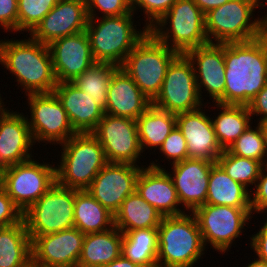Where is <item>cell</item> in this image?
I'll list each match as a JSON object with an SVG mask.
<instances>
[{"mask_svg":"<svg viewBox=\"0 0 267 267\" xmlns=\"http://www.w3.org/2000/svg\"><path fill=\"white\" fill-rule=\"evenodd\" d=\"M233 180L248 187L255 186L263 164L258 160L239 157L224 150L216 162Z\"/></svg>","mask_w":267,"mask_h":267,"instance_id":"e575fe53","label":"cell"},{"mask_svg":"<svg viewBox=\"0 0 267 267\" xmlns=\"http://www.w3.org/2000/svg\"><path fill=\"white\" fill-rule=\"evenodd\" d=\"M253 3H254V8L258 9L259 7H261L263 9V6L267 5V0H253ZM257 18L259 22L261 23V25H263L264 23H267V13L265 16L263 15L262 17H257Z\"/></svg>","mask_w":267,"mask_h":267,"instance_id":"c3c4849f","label":"cell"},{"mask_svg":"<svg viewBox=\"0 0 267 267\" xmlns=\"http://www.w3.org/2000/svg\"><path fill=\"white\" fill-rule=\"evenodd\" d=\"M206 248L192 212L163 216L158 227V267H193Z\"/></svg>","mask_w":267,"mask_h":267,"instance_id":"277c9868","label":"cell"},{"mask_svg":"<svg viewBox=\"0 0 267 267\" xmlns=\"http://www.w3.org/2000/svg\"><path fill=\"white\" fill-rule=\"evenodd\" d=\"M91 133L99 140L108 162L141 164L136 120L105 113Z\"/></svg>","mask_w":267,"mask_h":267,"instance_id":"5bb4252c","label":"cell"},{"mask_svg":"<svg viewBox=\"0 0 267 267\" xmlns=\"http://www.w3.org/2000/svg\"><path fill=\"white\" fill-rule=\"evenodd\" d=\"M48 46L57 83L72 82L95 62L85 31L58 38Z\"/></svg>","mask_w":267,"mask_h":267,"instance_id":"603a6c76","label":"cell"},{"mask_svg":"<svg viewBox=\"0 0 267 267\" xmlns=\"http://www.w3.org/2000/svg\"><path fill=\"white\" fill-rule=\"evenodd\" d=\"M19 267H41L40 264L31 257L28 259L24 264L20 265Z\"/></svg>","mask_w":267,"mask_h":267,"instance_id":"816d5d0a","label":"cell"},{"mask_svg":"<svg viewBox=\"0 0 267 267\" xmlns=\"http://www.w3.org/2000/svg\"><path fill=\"white\" fill-rule=\"evenodd\" d=\"M178 55L148 32L127 55L120 68L152 102L161 90L169 65Z\"/></svg>","mask_w":267,"mask_h":267,"instance_id":"52a82bcc","label":"cell"},{"mask_svg":"<svg viewBox=\"0 0 267 267\" xmlns=\"http://www.w3.org/2000/svg\"><path fill=\"white\" fill-rule=\"evenodd\" d=\"M138 138L143 152L160 148L167 136L176 127V114L151 105L136 120ZM152 148V149H151Z\"/></svg>","mask_w":267,"mask_h":267,"instance_id":"4dcf8cb0","label":"cell"},{"mask_svg":"<svg viewBox=\"0 0 267 267\" xmlns=\"http://www.w3.org/2000/svg\"><path fill=\"white\" fill-rule=\"evenodd\" d=\"M250 114L253 116H260L256 118L257 122L267 120V84L263 89L252 99L248 105Z\"/></svg>","mask_w":267,"mask_h":267,"instance_id":"f6af8a7d","label":"cell"},{"mask_svg":"<svg viewBox=\"0 0 267 267\" xmlns=\"http://www.w3.org/2000/svg\"><path fill=\"white\" fill-rule=\"evenodd\" d=\"M262 130L263 137H264V142H265V147L267 150V120L257 122Z\"/></svg>","mask_w":267,"mask_h":267,"instance_id":"f907efd6","label":"cell"},{"mask_svg":"<svg viewBox=\"0 0 267 267\" xmlns=\"http://www.w3.org/2000/svg\"><path fill=\"white\" fill-rule=\"evenodd\" d=\"M2 99H5V98H2V95L0 93V110H7L8 109V106L7 107L5 106L4 100H2Z\"/></svg>","mask_w":267,"mask_h":267,"instance_id":"db71d44e","label":"cell"},{"mask_svg":"<svg viewBox=\"0 0 267 267\" xmlns=\"http://www.w3.org/2000/svg\"><path fill=\"white\" fill-rule=\"evenodd\" d=\"M76 189L57 182L25 212L23 219L31 241L36 236L57 233L74 227Z\"/></svg>","mask_w":267,"mask_h":267,"instance_id":"9c48e42d","label":"cell"},{"mask_svg":"<svg viewBox=\"0 0 267 267\" xmlns=\"http://www.w3.org/2000/svg\"><path fill=\"white\" fill-rule=\"evenodd\" d=\"M77 133L92 132L104 116V110L72 82L57 83L54 91Z\"/></svg>","mask_w":267,"mask_h":267,"instance_id":"d4e9b609","label":"cell"},{"mask_svg":"<svg viewBox=\"0 0 267 267\" xmlns=\"http://www.w3.org/2000/svg\"><path fill=\"white\" fill-rule=\"evenodd\" d=\"M162 214L136 191L126 197L114 214V226L122 233L145 228H158Z\"/></svg>","mask_w":267,"mask_h":267,"instance_id":"83f0119b","label":"cell"},{"mask_svg":"<svg viewBox=\"0 0 267 267\" xmlns=\"http://www.w3.org/2000/svg\"><path fill=\"white\" fill-rule=\"evenodd\" d=\"M0 26L6 33H18V0H0Z\"/></svg>","mask_w":267,"mask_h":267,"instance_id":"7bdbcfd3","label":"cell"},{"mask_svg":"<svg viewBox=\"0 0 267 267\" xmlns=\"http://www.w3.org/2000/svg\"><path fill=\"white\" fill-rule=\"evenodd\" d=\"M14 39H0V64L15 76L17 89L26 95L53 92L57 80L49 46L31 37Z\"/></svg>","mask_w":267,"mask_h":267,"instance_id":"7a4b0ae2","label":"cell"},{"mask_svg":"<svg viewBox=\"0 0 267 267\" xmlns=\"http://www.w3.org/2000/svg\"><path fill=\"white\" fill-rule=\"evenodd\" d=\"M59 0H18V32L30 33Z\"/></svg>","mask_w":267,"mask_h":267,"instance_id":"8d00e7d4","label":"cell"},{"mask_svg":"<svg viewBox=\"0 0 267 267\" xmlns=\"http://www.w3.org/2000/svg\"><path fill=\"white\" fill-rule=\"evenodd\" d=\"M251 263L246 264L245 267H267V261L261 260L259 258H254L250 260Z\"/></svg>","mask_w":267,"mask_h":267,"instance_id":"681fc988","label":"cell"},{"mask_svg":"<svg viewBox=\"0 0 267 267\" xmlns=\"http://www.w3.org/2000/svg\"><path fill=\"white\" fill-rule=\"evenodd\" d=\"M123 233L110 230L85 234L77 267H102L121 255Z\"/></svg>","mask_w":267,"mask_h":267,"instance_id":"484cf974","label":"cell"},{"mask_svg":"<svg viewBox=\"0 0 267 267\" xmlns=\"http://www.w3.org/2000/svg\"><path fill=\"white\" fill-rule=\"evenodd\" d=\"M253 12V0H229L210 10L205 14L209 43L248 42L260 38L262 25Z\"/></svg>","mask_w":267,"mask_h":267,"instance_id":"ba28073f","label":"cell"},{"mask_svg":"<svg viewBox=\"0 0 267 267\" xmlns=\"http://www.w3.org/2000/svg\"><path fill=\"white\" fill-rule=\"evenodd\" d=\"M121 254L140 267H158V228L123 233Z\"/></svg>","mask_w":267,"mask_h":267,"instance_id":"1f68e13d","label":"cell"},{"mask_svg":"<svg viewBox=\"0 0 267 267\" xmlns=\"http://www.w3.org/2000/svg\"><path fill=\"white\" fill-rule=\"evenodd\" d=\"M134 14L131 11L121 16L88 19L85 32L95 62H106L120 67L127 55L145 37L149 30L145 26L142 30L137 29V23L133 20Z\"/></svg>","mask_w":267,"mask_h":267,"instance_id":"3957f363","label":"cell"},{"mask_svg":"<svg viewBox=\"0 0 267 267\" xmlns=\"http://www.w3.org/2000/svg\"><path fill=\"white\" fill-rule=\"evenodd\" d=\"M6 110H0V117L2 116V114L5 112Z\"/></svg>","mask_w":267,"mask_h":267,"instance_id":"11a10c76","label":"cell"},{"mask_svg":"<svg viewBox=\"0 0 267 267\" xmlns=\"http://www.w3.org/2000/svg\"><path fill=\"white\" fill-rule=\"evenodd\" d=\"M215 107L220 112L211 117L214 132L221 148L227 150L253 124L254 118L248 106L215 103Z\"/></svg>","mask_w":267,"mask_h":267,"instance_id":"f1b7e54d","label":"cell"},{"mask_svg":"<svg viewBox=\"0 0 267 267\" xmlns=\"http://www.w3.org/2000/svg\"><path fill=\"white\" fill-rule=\"evenodd\" d=\"M159 152L163 153V158L167 161L172 160L171 165L187 159V142L177 127L167 136L160 146Z\"/></svg>","mask_w":267,"mask_h":267,"instance_id":"ab89813d","label":"cell"},{"mask_svg":"<svg viewBox=\"0 0 267 267\" xmlns=\"http://www.w3.org/2000/svg\"><path fill=\"white\" fill-rule=\"evenodd\" d=\"M27 161L9 166L1 175V188L23 212L56 182V166L50 162Z\"/></svg>","mask_w":267,"mask_h":267,"instance_id":"8fae6325","label":"cell"},{"mask_svg":"<svg viewBox=\"0 0 267 267\" xmlns=\"http://www.w3.org/2000/svg\"><path fill=\"white\" fill-rule=\"evenodd\" d=\"M267 43V23L262 25V36H261Z\"/></svg>","mask_w":267,"mask_h":267,"instance_id":"f5cc1de1","label":"cell"},{"mask_svg":"<svg viewBox=\"0 0 267 267\" xmlns=\"http://www.w3.org/2000/svg\"><path fill=\"white\" fill-rule=\"evenodd\" d=\"M205 204L251 208V192L216 163L210 171Z\"/></svg>","mask_w":267,"mask_h":267,"instance_id":"4316f807","label":"cell"},{"mask_svg":"<svg viewBox=\"0 0 267 267\" xmlns=\"http://www.w3.org/2000/svg\"><path fill=\"white\" fill-rule=\"evenodd\" d=\"M192 213L197 219L205 247L210 244V248L218 254L230 250L235 239L244 232V227L250 228L248 222L254 217L251 208L209 204L197 207Z\"/></svg>","mask_w":267,"mask_h":267,"instance_id":"30bf717a","label":"cell"},{"mask_svg":"<svg viewBox=\"0 0 267 267\" xmlns=\"http://www.w3.org/2000/svg\"><path fill=\"white\" fill-rule=\"evenodd\" d=\"M225 105L248 106L267 84V43L260 37L224 44Z\"/></svg>","mask_w":267,"mask_h":267,"instance_id":"6da1fadb","label":"cell"},{"mask_svg":"<svg viewBox=\"0 0 267 267\" xmlns=\"http://www.w3.org/2000/svg\"><path fill=\"white\" fill-rule=\"evenodd\" d=\"M159 159L150 161L140 170L135 191L150 205L155 207L162 216H178L184 213L171 176L157 163Z\"/></svg>","mask_w":267,"mask_h":267,"instance_id":"ffe728a7","label":"cell"},{"mask_svg":"<svg viewBox=\"0 0 267 267\" xmlns=\"http://www.w3.org/2000/svg\"><path fill=\"white\" fill-rule=\"evenodd\" d=\"M264 220L261 229L250 237L249 245L250 249L256 253L257 258L267 261V216Z\"/></svg>","mask_w":267,"mask_h":267,"instance_id":"ee69618b","label":"cell"},{"mask_svg":"<svg viewBox=\"0 0 267 267\" xmlns=\"http://www.w3.org/2000/svg\"><path fill=\"white\" fill-rule=\"evenodd\" d=\"M74 227L84 234L110 230L114 227V215L87 190L76 189Z\"/></svg>","mask_w":267,"mask_h":267,"instance_id":"f546056e","label":"cell"},{"mask_svg":"<svg viewBox=\"0 0 267 267\" xmlns=\"http://www.w3.org/2000/svg\"><path fill=\"white\" fill-rule=\"evenodd\" d=\"M227 151L236 156L258 160L263 165H267V150L258 123L256 126L247 128Z\"/></svg>","mask_w":267,"mask_h":267,"instance_id":"d590c367","label":"cell"},{"mask_svg":"<svg viewBox=\"0 0 267 267\" xmlns=\"http://www.w3.org/2000/svg\"><path fill=\"white\" fill-rule=\"evenodd\" d=\"M185 55L193 65L201 100H205L202 98L204 91L209 93L213 104H225L224 44L207 43L190 49Z\"/></svg>","mask_w":267,"mask_h":267,"instance_id":"2e32d148","label":"cell"},{"mask_svg":"<svg viewBox=\"0 0 267 267\" xmlns=\"http://www.w3.org/2000/svg\"><path fill=\"white\" fill-rule=\"evenodd\" d=\"M0 267H19L32 257L31 238L24 219L0 228Z\"/></svg>","mask_w":267,"mask_h":267,"instance_id":"d6a6232c","label":"cell"},{"mask_svg":"<svg viewBox=\"0 0 267 267\" xmlns=\"http://www.w3.org/2000/svg\"><path fill=\"white\" fill-rule=\"evenodd\" d=\"M205 110L202 106L194 111L176 114V127L187 142V159L217 162L224 150L218 143L212 120Z\"/></svg>","mask_w":267,"mask_h":267,"instance_id":"d6986e66","label":"cell"},{"mask_svg":"<svg viewBox=\"0 0 267 267\" xmlns=\"http://www.w3.org/2000/svg\"><path fill=\"white\" fill-rule=\"evenodd\" d=\"M88 19L86 0H59L29 36L49 45L58 38L85 31Z\"/></svg>","mask_w":267,"mask_h":267,"instance_id":"ac0fdd59","label":"cell"},{"mask_svg":"<svg viewBox=\"0 0 267 267\" xmlns=\"http://www.w3.org/2000/svg\"><path fill=\"white\" fill-rule=\"evenodd\" d=\"M199 95L194 68L185 54H179L169 65L161 90L152 105L173 114L207 107Z\"/></svg>","mask_w":267,"mask_h":267,"instance_id":"7c38bea8","label":"cell"},{"mask_svg":"<svg viewBox=\"0 0 267 267\" xmlns=\"http://www.w3.org/2000/svg\"><path fill=\"white\" fill-rule=\"evenodd\" d=\"M149 32L179 54L209 43L205 14L194 0H177Z\"/></svg>","mask_w":267,"mask_h":267,"instance_id":"8992f818","label":"cell"},{"mask_svg":"<svg viewBox=\"0 0 267 267\" xmlns=\"http://www.w3.org/2000/svg\"><path fill=\"white\" fill-rule=\"evenodd\" d=\"M59 146L62 151L56 182L61 186L86 190L108 163L99 140L91 132L76 133Z\"/></svg>","mask_w":267,"mask_h":267,"instance_id":"5b68a950","label":"cell"},{"mask_svg":"<svg viewBox=\"0 0 267 267\" xmlns=\"http://www.w3.org/2000/svg\"><path fill=\"white\" fill-rule=\"evenodd\" d=\"M216 162L203 159H185L171 165V176L182 209L193 212L204 205L207 198L211 168Z\"/></svg>","mask_w":267,"mask_h":267,"instance_id":"44dd1931","label":"cell"},{"mask_svg":"<svg viewBox=\"0 0 267 267\" xmlns=\"http://www.w3.org/2000/svg\"><path fill=\"white\" fill-rule=\"evenodd\" d=\"M26 96L30 116H25L35 144L60 145L77 133L54 92Z\"/></svg>","mask_w":267,"mask_h":267,"instance_id":"4fadbf2b","label":"cell"},{"mask_svg":"<svg viewBox=\"0 0 267 267\" xmlns=\"http://www.w3.org/2000/svg\"><path fill=\"white\" fill-rule=\"evenodd\" d=\"M151 105L133 79L119 67L108 86L104 113L137 120Z\"/></svg>","mask_w":267,"mask_h":267,"instance_id":"cb8c5ba5","label":"cell"},{"mask_svg":"<svg viewBox=\"0 0 267 267\" xmlns=\"http://www.w3.org/2000/svg\"><path fill=\"white\" fill-rule=\"evenodd\" d=\"M229 0H194L195 4L200 8V10L206 14L210 10L217 8Z\"/></svg>","mask_w":267,"mask_h":267,"instance_id":"bcb514c9","label":"cell"},{"mask_svg":"<svg viewBox=\"0 0 267 267\" xmlns=\"http://www.w3.org/2000/svg\"><path fill=\"white\" fill-rule=\"evenodd\" d=\"M86 7L89 18L121 16L132 11L131 0H86Z\"/></svg>","mask_w":267,"mask_h":267,"instance_id":"74e56055","label":"cell"},{"mask_svg":"<svg viewBox=\"0 0 267 267\" xmlns=\"http://www.w3.org/2000/svg\"><path fill=\"white\" fill-rule=\"evenodd\" d=\"M177 0H131L134 13L138 10L145 18V27L149 30L172 7ZM147 19V20H146Z\"/></svg>","mask_w":267,"mask_h":267,"instance_id":"f35d334b","label":"cell"},{"mask_svg":"<svg viewBox=\"0 0 267 267\" xmlns=\"http://www.w3.org/2000/svg\"><path fill=\"white\" fill-rule=\"evenodd\" d=\"M84 237L75 227L36 236L31 241L32 257L41 267H77Z\"/></svg>","mask_w":267,"mask_h":267,"instance_id":"e0dca14e","label":"cell"},{"mask_svg":"<svg viewBox=\"0 0 267 267\" xmlns=\"http://www.w3.org/2000/svg\"><path fill=\"white\" fill-rule=\"evenodd\" d=\"M250 192L252 214L267 213V165L261 169L256 185L250 189Z\"/></svg>","mask_w":267,"mask_h":267,"instance_id":"60d3db41","label":"cell"},{"mask_svg":"<svg viewBox=\"0 0 267 267\" xmlns=\"http://www.w3.org/2000/svg\"><path fill=\"white\" fill-rule=\"evenodd\" d=\"M119 67L106 62H94L72 83L85 94L95 99V103L104 111L107 104V91L113 73Z\"/></svg>","mask_w":267,"mask_h":267,"instance_id":"836d02e7","label":"cell"},{"mask_svg":"<svg viewBox=\"0 0 267 267\" xmlns=\"http://www.w3.org/2000/svg\"><path fill=\"white\" fill-rule=\"evenodd\" d=\"M33 146L27 117L22 112L7 109L0 117V174L9 166L33 158Z\"/></svg>","mask_w":267,"mask_h":267,"instance_id":"7402d4cb","label":"cell"},{"mask_svg":"<svg viewBox=\"0 0 267 267\" xmlns=\"http://www.w3.org/2000/svg\"><path fill=\"white\" fill-rule=\"evenodd\" d=\"M22 211L13 203L11 197L0 187V228L19 223Z\"/></svg>","mask_w":267,"mask_h":267,"instance_id":"b9f144b4","label":"cell"},{"mask_svg":"<svg viewBox=\"0 0 267 267\" xmlns=\"http://www.w3.org/2000/svg\"><path fill=\"white\" fill-rule=\"evenodd\" d=\"M142 167L143 164L108 162L86 190L114 215L126 197L135 192Z\"/></svg>","mask_w":267,"mask_h":267,"instance_id":"9a60e30c","label":"cell"},{"mask_svg":"<svg viewBox=\"0 0 267 267\" xmlns=\"http://www.w3.org/2000/svg\"><path fill=\"white\" fill-rule=\"evenodd\" d=\"M102 267H140L138 264L126 259L122 254L109 264L103 265Z\"/></svg>","mask_w":267,"mask_h":267,"instance_id":"7dc6e473","label":"cell"}]
</instances>
